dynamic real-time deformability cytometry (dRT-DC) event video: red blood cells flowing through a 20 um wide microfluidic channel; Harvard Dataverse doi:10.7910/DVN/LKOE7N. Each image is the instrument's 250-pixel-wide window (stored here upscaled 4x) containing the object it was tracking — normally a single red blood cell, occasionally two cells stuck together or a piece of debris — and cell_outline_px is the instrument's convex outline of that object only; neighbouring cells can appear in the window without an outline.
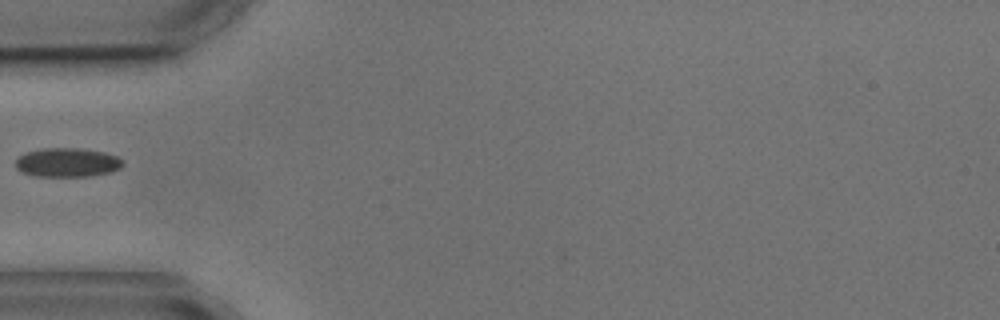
{"species": "common noctule bat (a hibernating species)", "species_latin": "Nyctalus noctula", "temperature_condition": "cold", "stored_images_in_passage": 1, "camera_frame_rate_fps": 3000, "um_per_image_px": 0.085, "animal": {"sex": "male", "body_mass_g": 17.9, "forearm_length_mm": 54.2}, "frame": {"image": 1, "passage_image": 1, "time_ms": 0.0, "image_size_px": [1000, 320], "cell_outline_px": [[124, 164], [120, 168], [112, 172], [88, 176], [36, 176], [24, 172], [16, 168], [16, 160], [24, 152], [40, 148], [80, 148], [104, 152], [116, 156], [124, 160]], "centroid_in_image_um": [5.74, 13.8], "position_along_channel_um": 79.3, "area_um2": 18.21}}